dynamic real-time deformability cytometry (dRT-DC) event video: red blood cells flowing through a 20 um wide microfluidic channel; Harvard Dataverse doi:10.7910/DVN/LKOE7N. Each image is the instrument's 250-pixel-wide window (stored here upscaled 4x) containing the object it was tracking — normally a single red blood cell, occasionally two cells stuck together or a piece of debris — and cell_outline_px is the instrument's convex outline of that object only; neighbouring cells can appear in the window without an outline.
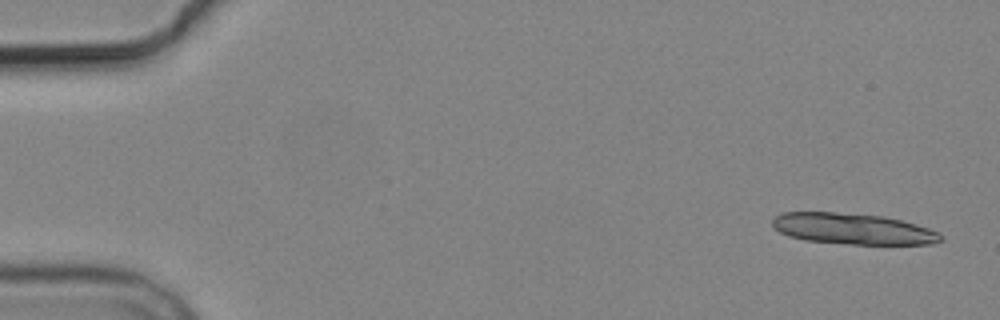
{"species": "common noctule bat (a hibernating species)", "species_latin": "Nyctalus noctula", "temperature_condition": "cold", "stored_images_in_passage": 5, "camera_frame_rate_fps": 3000, "um_per_image_px": 0.085, "animal": {"sex": "male", "body_mass_g": 19.2, "forearm_length_mm": 51.8}, "frame": {"image": 1, "passage_image": 1, "time_ms": 0.0, "image_size_px": [1000, 320], "cell_outline_px": [[944, 240], [932, 244], [852, 244], [804, 240], [788, 236], [780, 232], [772, 224], [772, 220], [776, 216], [784, 212], [836, 212], [884, 216], [916, 224], [940, 232], [944, 236]], "centroid_in_image_um": [72.54, 19.45], "position_along_channel_um": 12.5, "area_um2": 30.46}}